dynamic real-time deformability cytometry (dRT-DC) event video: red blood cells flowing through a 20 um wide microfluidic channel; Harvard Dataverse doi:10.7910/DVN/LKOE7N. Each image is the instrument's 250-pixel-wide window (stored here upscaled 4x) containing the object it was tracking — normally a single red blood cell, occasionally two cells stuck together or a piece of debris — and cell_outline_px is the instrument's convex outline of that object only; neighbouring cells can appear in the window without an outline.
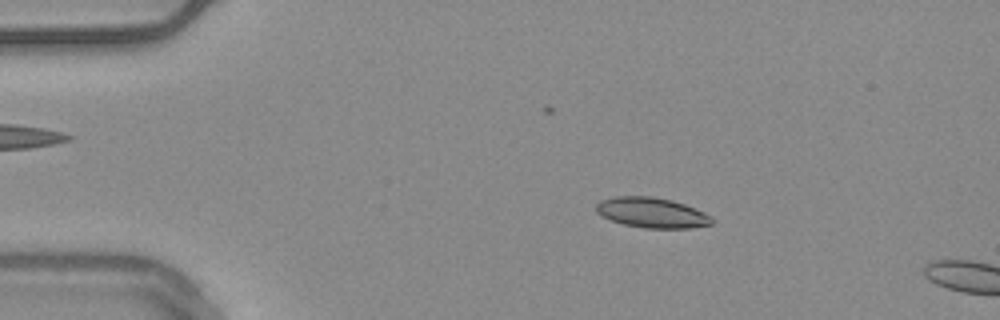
{"species": "common noctule bat (a hibernating species)", "species_latin": "Nyctalus noctula", "temperature_condition": "warm", "stored_images_in_passage": 13, "camera_frame_rate_fps": 3000, "um_per_image_px": 0.085, "animal": {"sex": "male", "body_mass_g": 20.4}, "frame": {"image": 1, "passage_image": 10, "time_ms": 3.0, "image_size_px": [1000, 320], "cell_outline_px": [[712, 224], [692, 228], [644, 228], [624, 224], [612, 220], [596, 212], [596, 204], [600, 200], [616, 196], [652, 196], [672, 200], [696, 208], [712, 216]], "centroid_in_image_um": [55.43, 18.07], "position_along_channel_um": 29.6, "area_um2": 20.4}}